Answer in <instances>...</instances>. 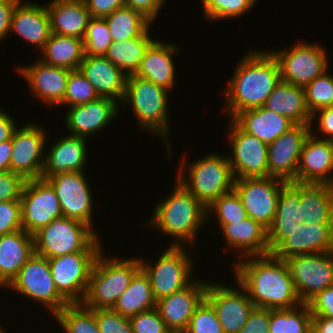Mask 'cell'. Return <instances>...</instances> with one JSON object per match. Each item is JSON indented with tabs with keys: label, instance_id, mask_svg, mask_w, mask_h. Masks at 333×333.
I'll use <instances>...</instances> for the list:
<instances>
[{
	"label": "cell",
	"instance_id": "cell-1",
	"mask_svg": "<svg viewBox=\"0 0 333 333\" xmlns=\"http://www.w3.org/2000/svg\"><path fill=\"white\" fill-rule=\"evenodd\" d=\"M244 258L234 265L235 277L256 307L282 309L297 307L302 303L284 259L271 253Z\"/></svg>",
	"mask_w": 333,
	"mask_h": 333
},
{
	"label": "cell",
	"instance_id": "cell-2",
	"mask_svg": "<svg viewBox=\"0 0 333 333\" xmlns=\"http://www.w3.org/2000/svg\"><path fill=\"white\" fill-rule=\"evenodd\" d=\"M255 51L245 55L224 92L225 110L230 120L239 112L264 106L275 86L281 81L276 58L269 51Z\"/></svg>",
	"mask_w": 333,
	"mask_h": 333
},
{
	"label": "cell",
	"instance_id": "cell-3",
	"mask_svg": "<svg viewBox=\"0 0 333 333\" xmlns=\"http://www.w3.org/2000/svg\"><path fill=\"white\" fill-rule=\"evenodd\" d=\"M155 205L149 226L174 237L170 246L188 243L191 248L196 234L207 218L206 207L187 191L178 181L171 195ZM202 225V226H201ZM182 242V243H181Z\"/></svg>",
	"mask_w": 333,
	"mask_h": 333
},
{
	"label": "cell",
	"instance_id": "cell-4",
	"mask_svg": "<svg viewBox=\"0 0 333 333\" xmlns=\"http://www.w3.org/2000/svg\"><path fill=\"white\" fill-rule=\"evenodd\" d=\"M140 269L139 258H107L102 250L94 263L82 304L94 310L112 309Z\"/></svg>",
	"mask_w": 333,
	"mask_h": 333
},
{
	"label": "cell",
	"instance_id": "cell-5",
	"mask_svg": "<svg viewBox=\"0 0 333 333\" xmlns=\"http://www.w3.org/2000/svg\"><path fill=\"white\" fill-rule=\"evenodd\" d=\"M184 159L186 160L184 157L181 161L183 163L179 164L176 181L206 208L220 196L233 191L235 178L228 156L209 153L191 165L188 164V168ZM186 173L188 175H185Z\"/></svg>",
	"mask_w": 333,
	"mask_h": 333
},
{
	"label": "cell",
	"instance_id": "cell-6",
	"mask_svg": "<svg viewBox=\"0 0 333 333\" xmlns=\"http://www.w3.org/2000/svg\"><path fill=\"white\" fill-rule=\"evenodd\" d=\"M169 91L152 81L136 75L126 78L125 95L122 102L130 104L132 112L138 120V127L151 131L152 135L162 136L166 142L168 158H171L168 123ZM170 155V156H169Z\"/></svg>",
	"mask_w": 333,
	"mask_h": 333
},
{
	"label": "cell",
	"instance_id": "cell-7",
	"mask_svg": "<svg viewBox=\"0 0 333 333\" xmlns=\"http://www.w3.org/2000/svg\"><path fill=\"white\" fill-rule=\"evenodd\" d=\"M95 232L80 221L61 217L34 234L35 253L49 259L79 251H102Z\"/></svg>",
	"mask_w": 333,
	"mask_h": 333
},
{
	"label": "cell",
	"instance_id": "cell-8",
	"mask_svg": "<svg viewBox=\"0 0 333 333\" xmlns=\"http://www.w3.org/2000/svg\"><path fill=\"white\" fill-rule=\"evenodd\" d=\"M167 248L153 265L147 264L145 259H139L141 268L150 279L156 301L182 290L193 281V261L189 252L186 253L183 246Z\"/></svg>",
	"mask_w": 333,
	"mask_h": 333
},
{
	"label": "cell",
	"instance_id": "cell-9",
	"mask_svg": "<svg viewBox=\"0 0 333 333\" xmlns=\"http://www.w3.org/2000/svg\"><path fill=\"white\" fill-rule=\"evenodd\" d=\"M102 251H79L49 258V267L58 292L70 303H82L90 275Z\"/></svg>",
	"mask_w": 333,
	"mask_h": 333
},
{
	"label": "cell",
	"instance_id": "cell-10",
	"mask_svg": "<svg viewBox=\"0 0 333 333\" xmlns=\"http://www.w3.org/2000/svg\"><path fill=\"white\" fill-rule=\"evenodd\" d=\"M8 287L27 298L41 302L53 317L70 304L58 292L53 282L48 259L36 253L20 269Z\"/></svg>",
	"mask_w": 333,
	"mask_h": 333
},
{
	"label": "cell",
	"instance_id": "cell-11",
	"mask_svg": "<svg viewBox=\"0 0 333 333\" xmlns=\"http://www.w3.org/2000/svg\"><path fill=\"white\" fill-rule=\"evenodd\" d=\"M271 53L278 62L281 81L303 88L329 67L326 50L316 43L298 41L291 49Z\"/></svg>",
	"mask_w": 333,
	"mask_h": 333
},
{
	"label": "cell",
	"instance_id": "cell-12",
	"mask_svg": "<svg viewBox=\"0 0 333 333\" xmlns=\"http://www.w3.org/2000/svg\"><path fill=\"white\" fill-rule=\"evenodd\" d=\"M20 204L22 229L31 235L63 217L54 188L43 178L26 180Z\"/></svg>",
	"mask_w": 333,
	"mask_h": 333
},
{
	"label": "cell",
	"instance_id": "cell-13",
	"mask_svg": "<svg viewBox=\"0 0 333 333\" xmlns=\"http://www.w3.org/2000/svg\"><path fill=\"white\" fill-rule=\"evenodd\" d=\"M288 264L299 300L308 303L333 285V251L291 256Z\"/></svg>",
	"mask_w": 333,
	"mask_h": 333
},
{
	"label": "cell",
	"instance_id": "cell-14",
	"mask_svg": "<svg viewBox=\"0 0 333 333\" xmlns=\"http://www.w3.org/2000/svg\"><path fill=\"white\" fill-rule=\"evenodd\" d=\"M284 181L272 177L235 179L234 191L247 215L267 230L276 214L277 200Z\"/></svg>",
	"mask_w": 333,
	"mask_h": 333
},
{
	"label": "cell",
	"instance_id": "cell-15",
	"mask_svg": "<svg viewBox=\"0 0 333 333\" xmlns=\"http://www.w3.org/2000/svg\"><path fill=\"white\" fill-rule=\"evenodd\" d=\"M46 132L37 124H26L12 136L10 171L25 180L41 178L45 164Z\"/></svg>",
	"mask_w": 333,
	"mask_h": 333
},
{
	"label": "cell",
	"instance_id": "cell-16",
	"mask_svg": "<svg viewBox=\"0 0 333 333\" xmlns=\"http://www.w3.org/2000/svg\"><path fill=\"white\" fill-rule=\"evenodd\" d=\"M229 144L232 147L230 166L235 179L269 177L268 145L242 131L232 120ZM232 125V126H231Z\"/></svg>",
	"mask_w": 333,
	"mask_h": 333
},
{
	"label": "cell",
	"instance_id": "cell-17",
	"mask_svg": "<svg viewBox=\"0 0 333 333\" xmlns=\"http://www.w3.org/2000/svg\"><path fill=\"white\" fill-rule=\"evenodd\" d=\"M84 173L85 171L61 173L46 180L55 190L63 217L80 221L92 228V191Z\"/></svg>",
	"mask_w": 333,
	"mask_h": 333
},
{
	"label": "cell",
	"instance_id": "cell-18",
	"mask_svg": "<svg viewBox=\"0 0 333 333\" xmlns=\"http://www.w3.org/2000/svg\"><path fill=\"white\" fill-rule=\"evenodd\" d=\"M222 285L208 283L205 299L213 306L224 333H239L256 306L240 284L239 290Z\"/></svg>",
	"mask_w": 333,
	"mask_h": 333
},
{
	"label": "cell",
	"instance_id": "cell-19",
	"mask_svg": "<svg viewBox=\"0 0 333 333\" xmlns=\"http://www.w3.org/2000/svg\"><path fill=\"white\" fill-rule=\"evenodd\" d=\"M313 126L295 124L292 128L268 145L269 177L284 182L295 181L299 167L300 155L305 140Z\"/></svg>",
	"mask_w": 333,
	"mask_h": 333
},
{
	"label": "cell",
	"instance_id": "cell-20",
	"mask_svg": "<svg viewBox=\"0 0 333 333\" xmlns=\"http://www.w3.org/2000/svg\"><path fill=\"white\" fill-rule=\"evenodd\" d=\"M192 279L182 290L156 302V309L172 333L185 331L196 308L205 299L208 283Z\"/></svg>",
	"mask_w": 333,
	"mask_h": 333
},
{
	"label": "cell",
	"instance_id": "cell-21",
	"mask_svg": "<svg viewBox=\"0 0 333 333\" xmlns=\"http://www.w3.org/2000/svg\"><path fill=\"white\" fill-rule=\"evenodd\" d=\"M333 251V224L296 223L290 235L284 238L271 254L279 259L294 255Z\"/></svg>",
	"mask_w": 333,
	"mask_h": 333
},
{
	"label": "cell",
	"instance_id": "cell-22",
	"mask_svg": "<svg viewBox=\"0 0 333 333\" xmlns=\"http://www.w3.org/2000/svg\"><path fill=\"white\" fill-rule=\"evenodd\" d=\"M313 130L301 150L296 182L333 186V140L320 139Z\"/></svg>",
	"mask_w": 333,
	"mask_h": 333
},
{
	"label": "cell",
	"instance_id": "cell-23",
	"mask_svg": "<svg viewBox=\"0 0 333 333\" xmlns=\"http://www.w3.org/2000/svg\"><path fill=\"white\" fill-rule=\"evenodd\" d=\"M18 71L26 79L32 94L42 102L52 106L63 102L71 70L52 66L38 59L32 65L19 67Z\"/></svg>",
	"mask_w": 333,
	"mask_h": 333
},
{
	"label": "cell",
	"instance_id": "cell-24",
	"mask_svg": "<svg viewBox=\"0 0 333 333\" xmlns=\"http://www.w3.org/2000/svg\"><path fill=\"white\" fill-rule=\"evenodd\" d=\"M118 102L111 98L99 97L83 105L72 106L65 116V125L71 135L88 137L102 130L116 117Z\"/></svg>",
	"mask_w": 333,
	"mask_h": 333
},
{
	"label": "cell",
	"instance_id": "cell-25",
	"mask_svg": "<svg viewBox=\"0 0 333 333\" xmlns=\"http://www.w3.org/2000/svg\"><path fill=\"white\" fill-rule=\"evenodd\" d=\"M301 183L287 181L282 183L281 192L277 200L276 214L271 226L267 230L270 252L296 227L302 223L300 209Z\"/></svg>",
	"mask_w": 333,
	"mask_h": 333
},
{
	"label": "cell",
	"instance_id": "cell-26",
	"mask_svg": "<svg viewBox=\"0 0 333 333\" xmlns=\"http://www.w3.org/2000/svg\"><path fill=\"white\" fill-rule=\"evenodd\" d=\"M79 70L99 97L123 101L127 76L105 56L85 55Z\"/></svg>",
	"mask_w": 333,
	"mask_h": 333
},
{
	"label": "cell",
	"instance_id": "cell-27",
	"mask_svg": "<svg viewBox=\"0 0 333 333\" xmlns=\"http://www.w3.org/2000/svg\"><path fill=\"white\" fill-rule=\"evenodd\" d=\"M88 138L69 135L57 140L45 156L41 178L46 179L61 173L82 172L85 169Z\"/></svg>",
	"mask_w": 333,
	"mask_h": 333
},
{
	"label": "cell",
	"instance_id": "cell-28",
	"mask_svg": "<svg viewBox=\"0 0 333 333\" xmlns=\"http://www.w3.org/2000/svg\"><path fill=\"white\" fill-rule=\"evenodd\" d=\"M10 31L42 50L52 34L47 6H41L35 2L16 4Z\"/></svg>",
	"mask_w": 333,
	"mask_h": 333
},
{
	"label": "cell",
	"instance_id": "cell-29",
	"mask_svg": "<svg viewBox=\"0 0 333 333\" xmlns=\"http://www.w3.org/2000/svg\"><path fill=\"white\" fill-rule=\"evenodd\" d=\"M35 253L34 235L23 229L0 235V282L8 288Z\"/></svg>",
	"mask_w": 333,
	"mask_h": 333
},
{
	"label": "cell",
	"instance_id": "cell-30",
	"mask_svg": "<svg viewBox=\"0 0 333 333\" xmlns=\"http://www.w3.org/2000/svg\"><path fill=\"white\" fill-rule=\"evenodd\" d=\"M242 131L257 137L265 144L273 143L295 124L264 106L241 111L231 119Z\"/></svg>",
	"mask_w": 333,
	"mask_h": 333
},
{
	"label": "cell",
	"instance_id": "cell-31",
	"mask_svg": "<svg viewBox=\"0 0 333 333\" xmlns=\"http://www.w3.org/2000/svg\"><path fill=\"white\" fill-rule=\"evenodd\" d=\"M180 51L174 44L155 40L146 50L137 72L134 74L152 81L165 89L172 90L175 82L173 55Z\"/></svg>",
	"mask_w": 333,
	"mask_h": 333
},
{
	"label": "cell",
	"instance_id": "cell-32",
	"mask_svg": "<svg viewBox=\"0 0 333 333\" xmlns=\"http://www.w3.org/2000/svg\"><path fill=\"white\" fill-rule=\"evenodd\" d=\"M231 249L243 257L270 254L267 229L249 216L233 224H218Z\"/></svg>",
	"mask_w": 333,
	"mask_h": 333
},
{
	"label": "cell",
	"instance_id": "cell-33",
	"mask_svg": "<svg viewBox=\"0 0 333 333\" xmlns=\"http://www.w3.org/2000/svg\"><path fill=\"white\" fill-rule=\"evenodd\" d=\"M47 9L52 33L84 39L91 18L84 0H52Z\"/></svg>",
	"mask_w": 333,
	"mask_h": 333
},
{
	"label": "cell",
	"instance_id": "cell-34",
	"mask_svg": "<svg viewBox=\"0 0 333 333\" xmlns=\"http://www.w3.org/2000/svg\"><path fill=\"white\" fill-rule=\"evenodd\" d=\"M264 107L287 117L294 124L312 125L303 87L280 81L267 98Z\"/></svg>",
	"mask_w": 333,
	"mask_h": 333
},
{
	"label": "cell",
	"instance_id": "cell-35",
	"mask_svg": "<svg viewBox=\"0 0 333 333\" xmlns=\"http://www.w3.org/2000/svg\"><path fill=\"white\" fill-rule=\"evenodd\" d=\"M302 223L333 224V186L301 183Z\"/></svg>",
	"mask_w": 333,
	"mask_h": 333
},
{
	"label": "cell",
	"instance_id": "cell-36",
	"mask_svg": "<svg viewBox=\"0 0 333 333\" xmlns=\"http://www.w3.org/2000/svg\"><path fill=\"white\" fill-rule=\"evenodd\" d=\"M41 52L42 62L69 70L79 69L85 56L82 39L55 33L50 35Z\"/></svg>",
	"mask_w": 333,
	"mask_h": 333
},
{
	"label": "cell",
	"instance_id": "cell-37",
	"mask_svg": "<svg viewBox=\"0 0 333 333\" xmlns=\"http://www.w3.org/2000/svg\"><path fill=\"white\" fill-rule=\"evenodd\" d=\"M150 279L141 268L133 277L127 289L118 297L112 310L130 318L136 314L156 308Z\"/></svg>",
	"mask_w": 333,
	"mask_h": 333
},
{
	"label": "cell",
	"instance_id": "cell-38",
	"mask_svg": "<svg viewBox=\"0 0 333 333\" xmlns=\"http://www.w3.org/2000/svg\"><path fill=\"white\" fill-rule=\"evenodd\" d=\"M150 30L143 36L129 38L122 41H112L104 55L117 66L126 76L134 75L144 58L148 47L155 41L150 38Z\"/></svg>",
	"mask_w": 333,
	"mask_h": 333
},
{
	"label": "cell",
	"instance_id": "cell-39",
	"mask_svg": "<svg viewBox=\"0 0 333 333\" xmlns=\"http://www.w3.org/2000/svg\"><path fill=\"white\" fill-rule=\"evenodd\" d=\"M113 41L143 36L152 25L142 13L127 6L118 8L104 18Z\"/></svg>",
	"mask_w": 333,
	"mask_h": 333
},
{
	"label": "cell",
	"instance_id": "cell-40",
	"mask_svg": "<svg viewBox=\"0 0 333 333\" xmlns=\"http://www.w3.org/2000/svg\"><path fill=\"white\" fill-rule=\"evenodd\" d=\"M312 316L308 303L292 308L270 309L269 333H311Z\"/></svg>",
	"mask_w": 333,
	"mask_h": 333
},
{
	"label": "cell",
	"instance_id": "cell-41",
	"mask_svg": "<svg viewBox=\"0 0 333 333\" xmlns=\"http://www.w3.org/2000/svg\"><path fill=\"white\" fill-rule=\"evenodd\" d=\"M65 333H101L95 318L94 309L82 303L66 305L55 316Z\"/></svg>",
	"mask_w": 333,
	"mask_h": 333
},
{
	"label": "cell",
	"instance_id": "cell-42",
	"mask_svg": "<svg viewBox=\"0 0 333 333\" xmlns=\"http://www.w3.org/2000/svg\"><path fill=\"white\" fill-rule=\"evenodd\" d=\"M327 72L304 87L306 105L312 115L322 108L333 105V74Z\"/></svg>",
	"mask_w": 333,
	"mask_h": 333
},
{
	"label": "cell",
	"instance_id": "cell-43",
	"mask_svg": "<svg viewBox=\"0 0 333 333\" xmlns=\"http://www.w3.org/2000/svg\"><path fill=\"white\" fill-rule=\"evenodd\" d=\"M112 41L106 20L104 18L91 17L83 39L85 55L104 56Z\"/></svg>",
	"mask_w": 333,
	"mask_h": 333
},
{
	"label": "cell",
	"instance_id": "cell-44",
	"mask_svg": "<svg viewBox=\"0 0 333 333\" xmlns=\"http://www.w3.org/2000/svg\"><path fill=\"white\" fill-rule=\"evenodd\" d=\"M207 218L213 211L219 224H233L248 217L240 197L233 190L214 200L207 208ZM212 211V212H211Z\"/></svg>",
	"mask_w": 333,
	"mask_h": 333
},
{
	"label": "cell",
	"instance_id": "cell-45",
	"mask_svg": "<svg viewBox=\"0 0 333 333\" xmlns=\"http://www.w3.org/2000/svg\"><path fill=\"white\" fill-rule=\"evenodd\" d=\"M257 0H202L207 20L233 19L253 8Z\"/></svg>",
	"mask_w": 333,
	"mask_h": 333
},
{
	"label": "cell",
	"instance_id": "cell-46",
	"mask_svg": "<svg viewBox=\"0 0 333 333\" xmlns=\"http://www.w3.org/2000/svg\"><path fill=\"white\" fill-rule=\"evenodd\" d=\"M99 98L94 87L79 69L71 70L67 80L66 93L61 105L69 107L83 105Z\"/></svg>",
	"mask_w": 333,
	"mask_h": 333
},
{
	"label": "cell",
	"instance_id": "cell-47",
	"mask_svg": "<svg viewBox=\"0 0 333 333\" xmlns=\"http://www.w3.org/2000/svg\"><path fill=\"white\" fill-rule=\"evenodd\" d=\"M183 333H224L213 306L204 299Z\"/></svg>",
	"mask_w": 333,
	"mask_h": 333
},
{
	"label": "cell",
	"instance_id": "cell-48",
	"mask_svg": "<svg viewBox=\"0 0 333 333\" xmlns=\"http://www.w3.org/2000/svg\"><path fill=\"white\" fill-rule=\"evenodd\" d=\"M94 314L101 333H133L130 319L112 309H96Z\"/></svg>",
	"mask_w": 333,
	"mask_h": 333
},
{
	"label": "cell",
	"instance_id": "cell-49",
	"mask_svg": "<svg viewBox=\"0 0 333 333\" xmlns=\"http://www.w3.org/2000/svg\"><path fill=\"white\" fill-rule=\"evenodd\" d=\"M133 333H172L156 308L129 318Z\"/></svg>",
	"mask_w": 333,
	"mask_h": 333
},
{
	"label": "cell",
	"instance_id": "cell-50",
	"mask_svg": "<svg viewBox=\"0 0 333 333\" xmlns=\"http://www.w3.org/2000/svg\"><path fill=\"white\" fill-rule=\"evenodd\" d=\"M22 229L20 201L0 202V235Z\"/></svg>",
	"mask_w": 333,
	"mask_h": 333
},
{
	"label": "cell",
	"instance_id": "cell-51",
	"mask_svg": "<svg viewBox=\"0 0 333 333\" xmlns=\"http://www.w3.org/2000/svg\"><path fill=\"white\" fill-rule=\"evenodd\" d=\"M26 180L12 171L0 172V202L20 201Z\"/></svg>",
	"mask_w": 333,
	"mask_h": 333
},
{
	"label": "cell",
	"instance_id": "cell-52",
	"mask_svg": "<svg viewBox=\"0 0 333 333\" xmlns=\"http://www.w3.org/2000/svg\"><path fill=\"white\" fill-rule=\"evenodd\" d=\"M270 309L255 307L239 333H269Z\"/></svg>",
	"mask_w": 333,
	"mask_h": 333
},
{
	"label": "cell",
	"instance_id": "cell-53",
	"mask_svg": "<svg viewBox=\"0 0 333 333\" xmlns=\"http://www.w3.org/2000/svg\"><path fill=\"white\" fill-rule=\"evenodd\" d=\"M308 305L313 316L333 318V285L319 292Z\"/></svg>",
	"mask_w": 333,
	"mask_h": 333
},
{
	"label": "cell",
	"instance_id": "cell-54",
	"mask_svg": "<svg viewBox=\"0 0 333 333\" xmlns=\"http://www.w3.org/2000/svg\"><path fill=\"white\" fill-rule=\"evenodd\" d=\"M93 18H105L118 8L125 6V0H84Z\"/></svg>",
	"mask_w": 333,
	"mask_h": 333
},
{
	"label": "cell",
	"instance_id": "cell-55",
	"mask_svg": "<svg viewBox=\"0 0 333 333\" xmlns=\"http://www.w3.org/2000/svg\"><path fill=\"white\" fill-rule=\"evenodd\" d=\"M166 0H125V6L142 13L152 24Z\"/></svg>",
	"mask_w": 333,
	"mask_h": 333
},
{
	"label": "cell",
	"instance_id": "cell-56",
	"mask_svg": "<svg viewBox=\"0 0 333 333\" xmlns=\"http://www.w3.org/2000/svg\"><path fill=\"white\" fill-rule=\"evenodd\" d=\"M316 113L320 115L319 120H317L319 124L318 129L323 134L322 138L320 136L318 138L333 140V105L316 111L312 115V120L315 119Z\"/></svg>",
	"mask_w": 333,
	"mask_h": 333
},
{
	"label": "cell",
	"instance_id": "cell-57",
	"mask_svg": "<svg viewBox=\"0 0 333 333\" xmlns=\"http://www.w3.org/2000/svg\"><path fill=\"white\" fill-rule=\"evenodd\" d=\"M17 3L0 0V41H3L10 31L14 9Z\"/></svg>",
	"mask_w": 333,
	"mask_h": 333
},
{
	"label": "cell",
	"instance_id": "cell-58",
	"mask_svg": "<svg viewBox=\"0 0 333 333\" xmlns=\"http://www.w3.org/2000/svg\"><path fill=\"white\" fill-rule=\"evenodd\" d=\"M10 116L9 113L0 110V143L12 139L17 129L16 121Z\"/></svg>",
	"mask_w": 333,
	"mask_h": 333
},
{
	"label": "cell",
	"instance_id": "cell-59",
	"mask_svg": "<svg viewBox=\"0 0 333 333\" xmlns=\"http://www.w3.org/2000/svg\"><path fill=\"white\" fill-rule=\"evenodd\" d=\"M311 333H333V318L312 316Z\"/></svg>",
	"mask_w": 333,
	"mask_h": 333
},
{
	"label": "cell",
	"instance_id": "cell-60",
	"mask_svg": "<svg viewBox=\"0 0 333 333\" xmlns=\"http://www.w3.org/2000/svg\"><path fill=\"white\" fill-rule=\"evenodd\" d=\"M12 139L0 143V172L10 171Z\"/></svg>",
	"mask_w": 333,
	"mask_h": 333
},
{
	"label": "cell",
	"instance_id": "cell-61",
	"mask_svg": "<svg viewBox=\"0 0 333 333\" xmlns=\"http://www.w3.org/2000/svg\"><path fill=\"white\" fill-rule=\"evenodd\" d=\"M9 1H12V2H14V3H21L23 0H9Z\"/></svg>",
	"mask_w": 333,
	"mask_h": 333
},
{
	"label": "cell",
	"instance_id": "cell-62",
	"mask_svg": "<svg viewBox=\"0 0 333 333\" xmlns=\"http://www.w3.org/2000/svg\"><path fill=\"white\" fill-rule=\"evenodd\" d=\"M0 333H5V330L3 327L0 329Z\"/></svg>",
	"mask_w": 333,
	"mask_h": 333
}]
</instances>
